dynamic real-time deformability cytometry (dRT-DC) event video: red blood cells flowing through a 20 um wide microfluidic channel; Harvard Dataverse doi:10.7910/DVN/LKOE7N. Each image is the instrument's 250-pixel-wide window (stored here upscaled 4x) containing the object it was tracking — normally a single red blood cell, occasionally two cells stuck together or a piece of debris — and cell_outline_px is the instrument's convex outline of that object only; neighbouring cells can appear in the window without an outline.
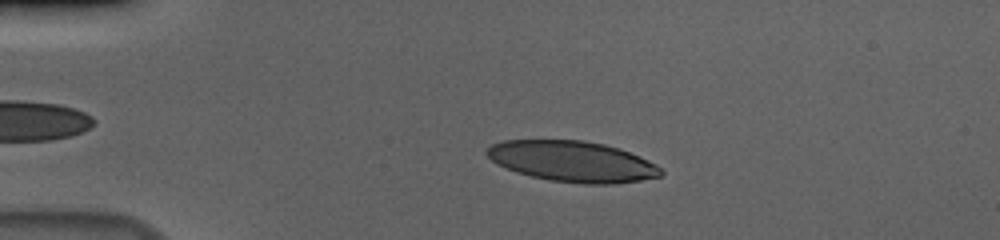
{"species": "human", "species_latin": "Homo sapiens", "temperature_condition": "cold", "stored_images_in_passage": 49, "camera_frame_rate_fps": 3000, "um_per_image_px": 0.085, "donor": {"sex": "male"}, "frame": {"image": 1, "passage_image": 12, "time_ms": 3.667, "image_size_px": [1000, 240], "cell_outline_px": [[664, 172], [660, 176], [640, 180], [612, 184], [584, 184], [552, 180], [532, 176], [516, 172], [496, 164], [484, 152], [492, 144], [504, 140], [584, 140], [604, 144], [620, 148], [640, 156], [656, 164]], "centroid_in_image_um": [48.66, 13.71], "position_along_channel_um": 36.3, "area_um2": 41.33}}
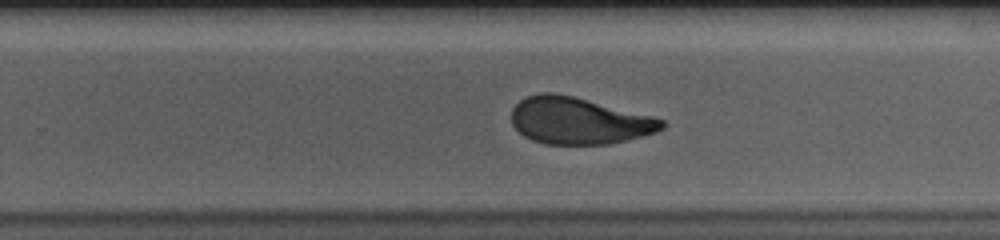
{"frame": {"image": 2, "passage_image": 36, "time_ms": 11.667, "image_size_px": [1000, 240], "cell_outline_px": [[664, 128], [656, 132], [644, 136], [628, 140], [608, 144], [544, 144], [532, 140], [524, 136], [512, 124], [512, 108], [520, 100], [528, 96], [540, 92], [556, 92], [652, 116], [664, 120]], "centroid_in_image_um": [49.19, 10.27], "position_along_channel_um": 280.6, "area_um2": 40.92}}
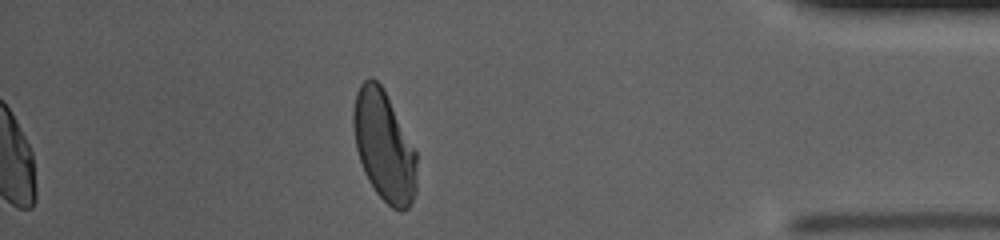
{"frame": {"image": 3, "passage_image": 49, "time_ms": 16.0, "image_size_px": [1000, 240], "cell_outline_px": [[416, 192], [408, 208], [400, 212], [392, 208], [376, 192], [368, 180], [364, 172], [356, 148], [352, 124], [352, 112], [356, 92], [360, 84], [368, 76], [372, 76], [384, 88], [416, 152]], "centroid_in_image_um": [32.62, 12.39], "position_along_channel_um": 402.6, "area_um2": 40.81}, "authors_computed_cell_mechanics": {"area_um2": 41.8472, "velocity_mm_per_s": 3.6536, "shape_relaxation_time_tau1_ms": 8.472, "shape_relaxation_time_tau2_ms": 1.1947, "deformation_change_tau1": 0.2389, "deformation_change_tau2": 0.0699}}